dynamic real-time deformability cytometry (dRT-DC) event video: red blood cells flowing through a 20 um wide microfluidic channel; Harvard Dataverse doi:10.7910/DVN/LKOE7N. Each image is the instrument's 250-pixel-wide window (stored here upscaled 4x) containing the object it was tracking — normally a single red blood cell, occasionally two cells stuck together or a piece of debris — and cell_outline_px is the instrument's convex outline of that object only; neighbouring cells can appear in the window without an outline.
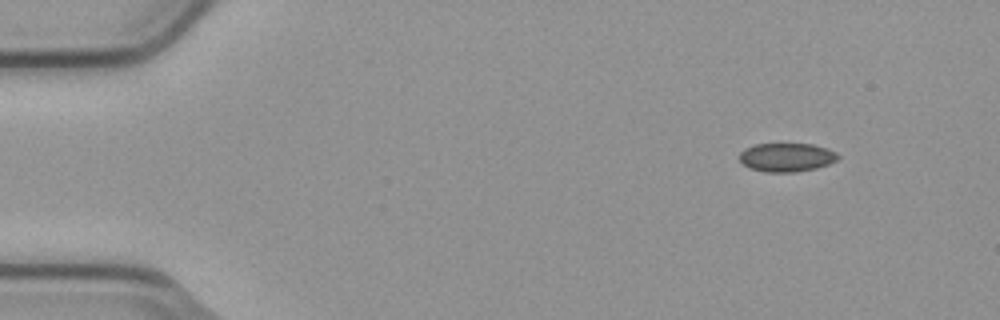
{"species": "common noctule bat (a hibernating species)", "species_latin": "Nyctalus noctula", "temperature_condition": "cold", "stored_images_in_passage": 3, "camera_frame_rate_fps": 3000, "um_per_image_px": 0.085, "animal": {"sex": "male", "body_mass_g": 23.1, "forearm_length_mm": 52.7}, "frame": {"image": 1, "passage_image": 1, "time_ms": 0.0, "image_size_px": [1000, 320], "cell_outline_px": [[840, 156], [836, 160], [828, 164], [816, 168], [796, 172], [764, 172], [748, 168], [740, 160], [740, 152], [744, 148], [756, 144], [812, 144], [836, 152]], "centroid_in_image_um": [66.83, 13.38], "position_along_channel_um": 18.2, "area_um2": 16.42}}